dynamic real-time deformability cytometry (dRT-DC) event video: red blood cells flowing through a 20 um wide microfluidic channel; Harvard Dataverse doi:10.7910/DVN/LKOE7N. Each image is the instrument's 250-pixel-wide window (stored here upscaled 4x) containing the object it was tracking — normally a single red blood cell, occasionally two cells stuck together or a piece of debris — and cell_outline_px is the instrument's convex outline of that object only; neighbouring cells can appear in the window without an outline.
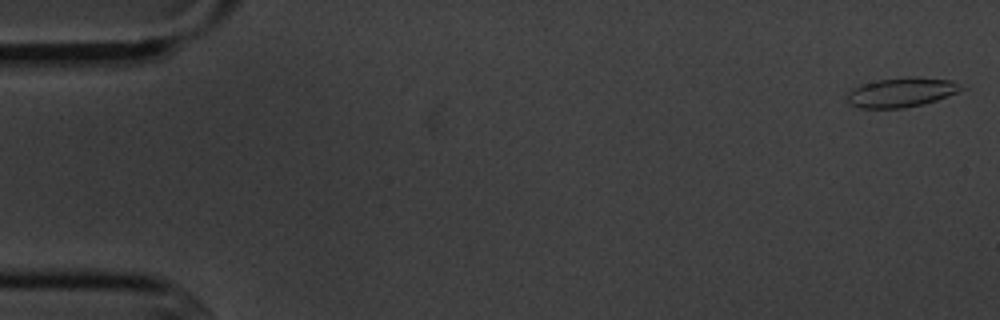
{"species": "common noctule bat (a hibernating species)", "species_latin": "Nyctalus noctula", "temperature_condition": "cold", "stored_images_in_passage": 4, "camera_frame_rate_fps": 3000, "um_per_image_px": 0.085, "animal": {"sex": "male", "body_mass_g": 20.1, "forearm_length_mm": 53.5}, "frame": {"image": 1, "passage_image": 1, "time_ms": 0.0, "image_size_px": [1000, 320], "cell_outline_px": [[968, 88], [936, 100], [904, 108], [860, 108], [848, 104], [848, 92], [852, 88], [860, 84], [880, 80], [912, 76], [952, 80]], "centroid_in_image_um": [76.63, 7.84], "position_along_channel_um": 8.4, "area_um2": 19.59}}